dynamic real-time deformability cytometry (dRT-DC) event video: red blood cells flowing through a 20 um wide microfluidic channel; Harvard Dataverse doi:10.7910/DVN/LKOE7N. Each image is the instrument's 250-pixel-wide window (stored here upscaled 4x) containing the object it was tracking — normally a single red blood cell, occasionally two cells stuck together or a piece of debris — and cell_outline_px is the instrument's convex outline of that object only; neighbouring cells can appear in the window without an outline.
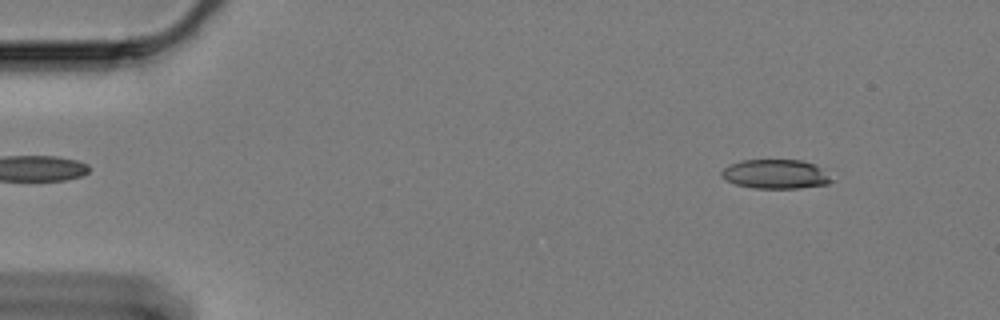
{"species": "Egyptian fruit bat (a non-hibernating species)", "species_latin": "Rousettus aegyptiacus", "temperature_condition": "cold", "stored_images_in_passage": 60, "camera_frame_rate_fps": 3000, "um_per_image_px": 0.085, "animal": {"sex": "female"}, "frame": {"image": 1, "passage_image": 6, "time_ms": 1.667, "image_size_px": [1000, 320], "cell_outline_px": [[832, 180], [828, 184], [800, 188], [756, 188], [736, 184], [720, 176], [720, 172], [728, 164], [744, 160], [800, 160], [812, 164], [820, 168]], "centroid_in_image_um": [65.87, 14.8], "position_along_channel_um": 19.1, "area_um2": 18.44}}
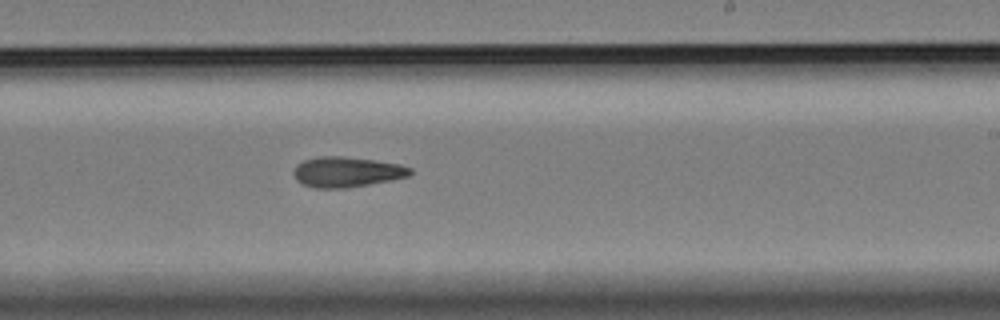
{"frame": {"image": 2, "passage_image": 36, "time_ms": 11.667, "image_size_px": [1000, 320], "cell_outline_px": [[412, 172], [408, 176], [392, 180], [344, 188], [316, 188], [304, 184], [296, 180], [292, 172], [296, 164], [304, 160], [320, 156], [340, 156], [376, 160], [400, 164], [412, 168]], "centroid_in_image_um": [29.46, 14.61], "position_along_channel_um": 259.5, "area_um2": 20.58}}
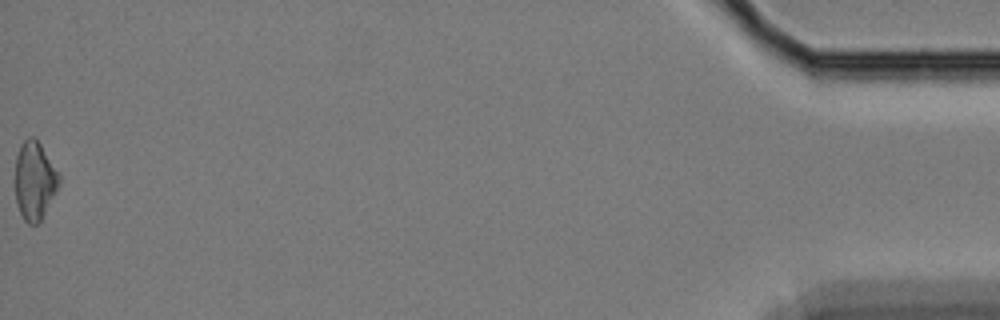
{"frame": {"image": 3, "passage_image": 60, "time_ms": 19.667, "image_size_px": [1000, 320], "cell_outline_px": [[60, 184], [40, 220], [36, 224], [28, 224], [24, 220], [20, 212], [16, 200], [12, 184], [12, 180], [16, 156], [20, 144], [28, 136], [32, 136], [40, 144], [60, 176]], "centroid_in_image_um": [2.87, 15.34], "position_along_channel_um": 432.3, "area_um2": 20.29}, "authors_computed_cell_mechanics": {"area_um2": 19.941, "velocity_mm_per_s": 3.3411, "shape_relaxation_time_tau1_ms": null, "shape_relaxation_time_tau2_ms": 6.4998, "deformation_change_tau1": null, "deformation_change_tau2": 0.1618}}